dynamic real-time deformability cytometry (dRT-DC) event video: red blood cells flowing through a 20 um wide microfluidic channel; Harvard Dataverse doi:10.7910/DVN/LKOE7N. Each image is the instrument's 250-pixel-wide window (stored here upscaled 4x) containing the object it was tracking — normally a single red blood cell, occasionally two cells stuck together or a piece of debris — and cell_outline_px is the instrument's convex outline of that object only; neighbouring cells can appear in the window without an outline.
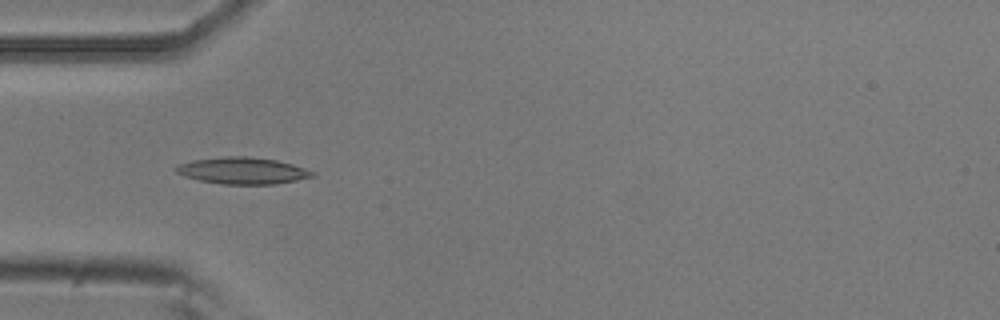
{"species": "common noctule bat (a hibernating species)", "species_latin": "Nyctalus noctula", "temperature_condition": "room temperature", "stored_images_in_passage": 38, "camera_frame_rate_fps": 3000, "um_per_image_px": 0.085, "animal": {"sex": "male", "body_mass_g": 20.5, "forearm_length_mm": 52.5}, "frame": {"image": 1, "passage_image": 1, "time_ms": 0.0, "image_size_px": [1000, 320], "cell_outline_px": [[316, 176], [276, 184], [220, 184], [200, 180], [184, 176], [176, 172], [176, 164], [192, 160], [228, 156], [248, 156], [276, 160], [292, 164], [316, 172]], "centroid_in_image_um": [20.63, 14.5], "position_along_channel_um": 64.4, "area_um2": 21.21}}
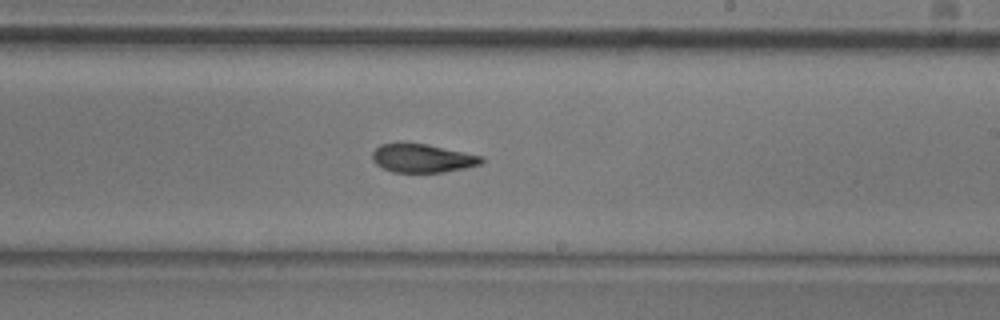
{"frame": {"image": 2, "passage_image": 16, "time_ms": 5.0, "image_size_px": [1000, 320], "cell_outline_px": [[484, 160], [480, 164], [464, 168], [444, 172], [392, 172], [376, 164], [372, 160], [372, 152], [380, 144], [428, 144], [484, 156]], "centroid_in_image_um": [35.92, 13.45], "position_along_channel_um": 253.1, "area_um2": 17.98}}
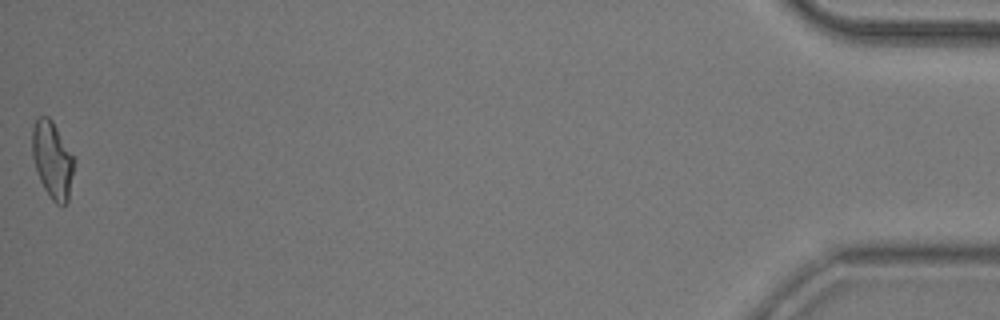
{"frame": {"image": 3, "passage_image": 38, "time_ms": 12.333, "image_size_px": [1000, 320], "cell_outline_px": [[76, 160], [68, 200], [64, 204], [56, 204], [52, 200], [44, 188], [40, 180], [32, 156], [32, 128], [36, 120], [40, 116], [48, 116], [52, 120]], "centroid_in_image_um": [4.47, 13.58], "position_along_channel_um": 430.7, "area_um2": 18.73}, "authors_computed_cell_mechanics": {"area_um2": 18.5249, "velocity_mm_per_s": 3.7755, "shape_relaxation_time_tau1_ms": 3.7353, "shape_relaxation_time_tau2_ms": 2.8301, "deformation_change_tau1": 0.1449, "deformation_change_tau2": 0.1038}}